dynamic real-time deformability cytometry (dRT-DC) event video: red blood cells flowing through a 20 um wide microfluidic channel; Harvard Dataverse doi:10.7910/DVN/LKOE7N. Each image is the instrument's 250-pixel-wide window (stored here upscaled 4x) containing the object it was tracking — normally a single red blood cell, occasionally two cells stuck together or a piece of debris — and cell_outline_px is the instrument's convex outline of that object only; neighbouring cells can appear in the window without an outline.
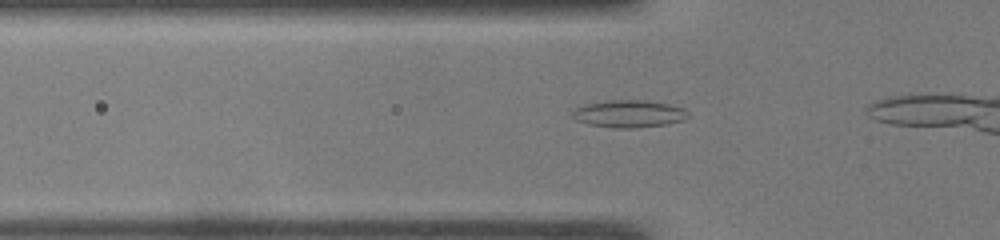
{"species": "common noctule bat (a hibernating species)", "species_latin": "Nyctalus noctula", "temperature_condition": "warm", "stored_images_in_passage": 30, "camera_frame_rate_fps": 3000, "um_per_image_px": 0.085, "animal": {"sex": "male", "body_mass_g": 19.0, "forearm_length_mm": 50.8}, "frame": {"image": 1, "passage_image": 6, "time_ms": 1.667, "image_size_px": [1000, 240], "cell_outline_px": [[688, 116], [684, 120], [668, 124], [636, 128], [616, 128], [588, 124], [576, 120], [572, 116], [572, 112], [576, 108], [584, 104], [608, 100], [644, 100], [668, 104], [684, 108], [688, 112]], "centroid_in_image_um": [53.46, 9.67], "position_along_channel_um": 72.3, "area_um2": 18.5}}
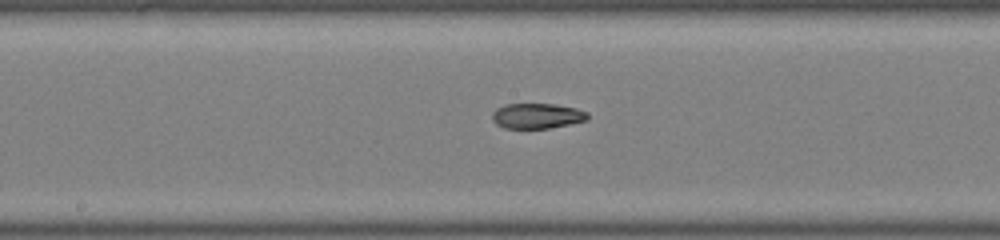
{"frame": {"image": 2, "passage_image": 16, "time_ms": 5.0, "image_size_px": [1000, 240], "cell_outline_px": [[588, 120], [548, 128], [504, 128], [496, 124], [492, 120], [492, 112], [496, 108], [504, 104], [552, 104], [576, 108], [588, 112]], "centroid_in_image_um": [45.62, 9.85], "position_along_channel_um": 202.6, "area_um2": 14.05}}
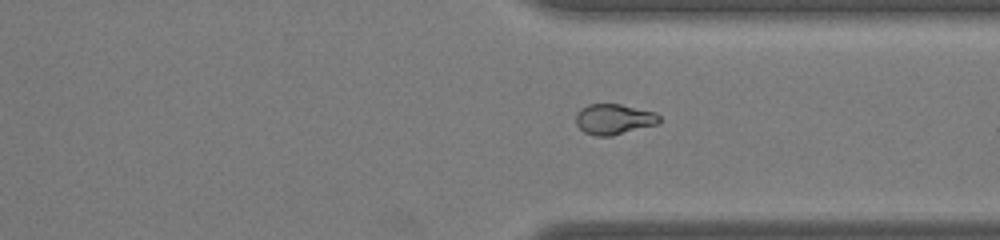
{"frame": {"image": 3, "passage_image": 28, "time_ms": 9.0, "image_size_px": [1000, 240], "cell_outline_px": [[660, 124], [612, 136], [596, 136], [584, 132], [576, 124], [576, 112], [580, 108], [588, 104], [620, 104], [656, 112], [660, 116]], "centroid_in_image_um": [52.2, 10.13], "position_along_channel_um": 359.2, "area_um2": 15.09}}